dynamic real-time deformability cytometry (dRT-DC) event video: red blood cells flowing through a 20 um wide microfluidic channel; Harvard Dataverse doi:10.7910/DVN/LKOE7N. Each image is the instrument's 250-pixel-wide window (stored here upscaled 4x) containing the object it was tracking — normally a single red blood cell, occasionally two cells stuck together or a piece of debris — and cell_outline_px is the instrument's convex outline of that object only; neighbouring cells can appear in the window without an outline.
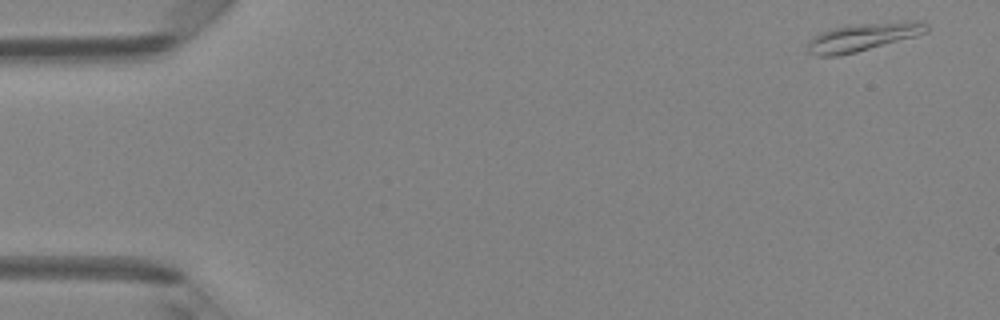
{"species": "Egyptian fruit bat (a non-hibernating species)", "species_latin": "Rousettus aegyptiacus", "temperature_condition": "room temperature", "stored_images_in_passage": 47, "camera_frame_rate_fps": 3000, "um_per_image_px": 0.085, "animal": {"sex": "female"}, "frame": {"image": 1, "passage_image": 1, "time_ms": 0.0, "image_size_px": [1000, 320], "cell_outline_px": [[928, 32], [916, 36], [856, 52], [840, 56], [816, 56], [808, 52], [808, 44], [812, 36], [820, 32], [832, 28], [848, 24], [904, 20], [924, 20], [928, 24]], "centroid_in_image_um": [73.39, 3.11], "position_along_channel_um": 11.6, "area_um2": 19.94}}
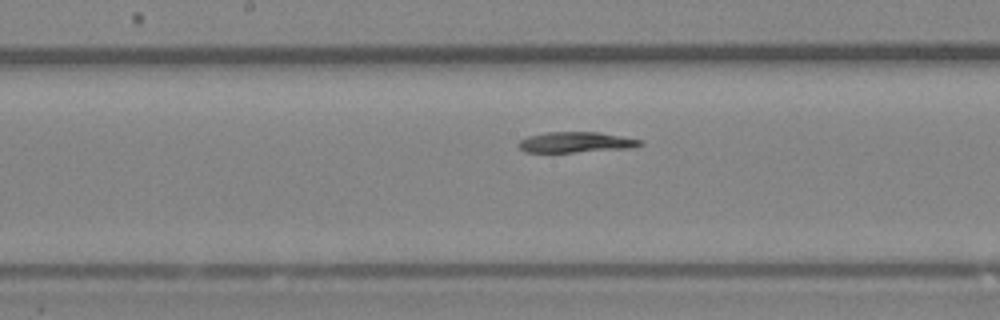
{"frame": {"image": 2, "passage_image": 24, "time_ms": 7.667, "image_size_px": [1000, 320], "cell_outline_px": [[644, 144], [632, 148], [572, 152], [524, 152], [516, 144], [520, 140], [528, 136], [548, 132], [600, 132], [644, 140]], "centroid_in_image_um": [48.97, 12.09], "position_along_channel_um": 199.2, "area_um2": 14.68}}
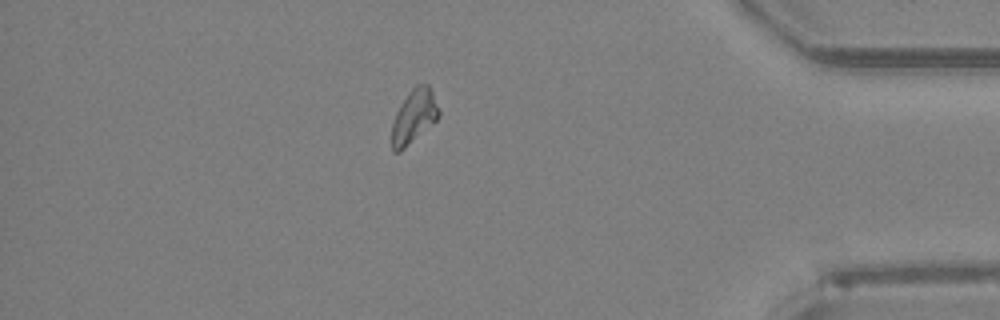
{"frame": {"image": 3, "passage_image": 41, "time_ms": 13.333, "image_size_px": [1000, 320], "cell_outline_px": [[440, 116], [436, 120], [400, 152], [392, 152], [392, 124], [396, 112], [400, 104], [408, 92], [416, 84], [428, 84], [440, 108]], "centroid_in_image_um": [35.19, 9.88], "position_along_channel_um": 400.0, "area_um2": 14.68}}